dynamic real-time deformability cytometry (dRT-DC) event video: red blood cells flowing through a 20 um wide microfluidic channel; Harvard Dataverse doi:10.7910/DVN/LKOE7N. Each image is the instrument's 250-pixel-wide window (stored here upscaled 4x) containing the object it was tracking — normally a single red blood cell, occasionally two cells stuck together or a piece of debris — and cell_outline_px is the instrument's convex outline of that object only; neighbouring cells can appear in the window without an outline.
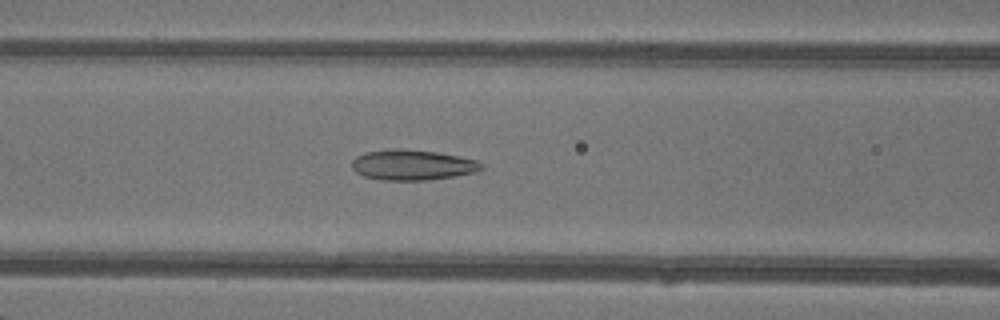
{"species": "common noctule bat (a hibernating species)", "species_latin": "Nyctalus noctula", "temperature_condition": "warm", "stored_images_in_passage": 34, "camera_frame_rate_fps": 3000, "um_per_image_px": 0.085, "animal": {"sex": "female"}, "frame": {"image": 1, "passage_image": 7, "time_ms": 2.0, "image_size_px": [1000, 320], "cell_outline_px": [[484, 168], [472, 172], [452, 176], [428, 180], [384, 180], [364, 176], [356, 172], [352, 168], [352, 160], [356, 156], [364, 152], [396, 148], [400, 148], [436, 152], [476, 160], [484, 164]], "centroid_in_image_um": [35.01, 14.01], "position_along_channel_um": 131.6, "area_um2": 22.77}}
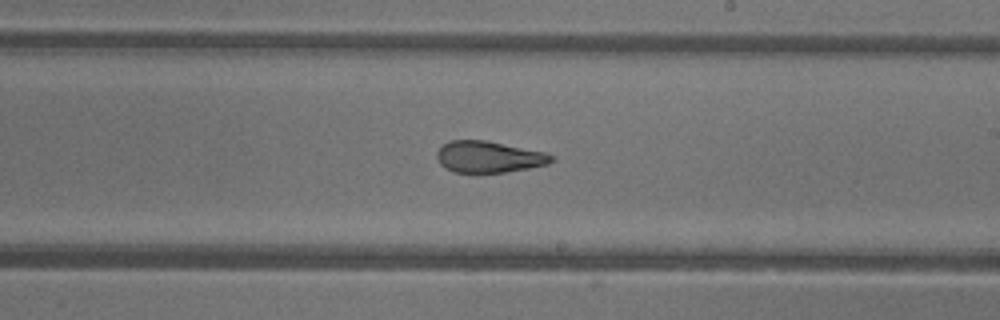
{"frame": {"image": 2, "passage_image": 15, "time_ms": 4.667, "image_size_px": [1000, 320], "cell_outline_px": [[556, 160], [548, 164], [528, 168], [504, 172], [456, 172], [444, 168], [440, 164], [436, 156], [436, 152], [444, 144], [452, 140], [484, 140], [544, 152], [552, 156]], "centroid_in_image_um": [41.53, 13.34], "position_along_channel_um": 247.5, "area_um2": 20.75}}
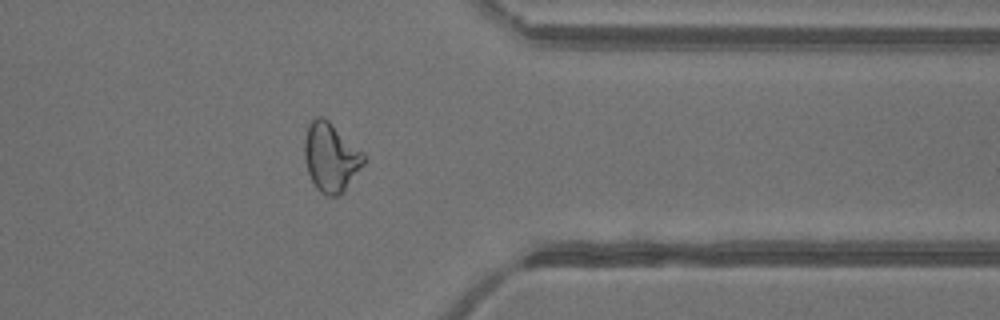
{"frame": {"image": 3, "passage_image": 25, "time_ms": 8.0, "image_size_px": [1000, 320], "cell_outline_px": [[364, 164], [344, 192], [336, 196], [328, 196], [320, 192], [316, 188], [308, 172], [304, 160], [304, 140], [308, 124], [316, 116], [324, 116], [364, 152]], "centroid_in_image_um": [28.11, 13.36], "position_along_channel_um": 383.3, "area_um2": 23.99}, "authors_computed_cell_mechanics": {"area_um2": 22.7154, "velocity_mm_per_s": 4.3499, "shape_relaxation_time_tau1_ms": null, "shape_relaxation_time_tau2_ms": 1.5451, "deformation_change_tau1": null, "deformation_change_tau2": 0.0929}}